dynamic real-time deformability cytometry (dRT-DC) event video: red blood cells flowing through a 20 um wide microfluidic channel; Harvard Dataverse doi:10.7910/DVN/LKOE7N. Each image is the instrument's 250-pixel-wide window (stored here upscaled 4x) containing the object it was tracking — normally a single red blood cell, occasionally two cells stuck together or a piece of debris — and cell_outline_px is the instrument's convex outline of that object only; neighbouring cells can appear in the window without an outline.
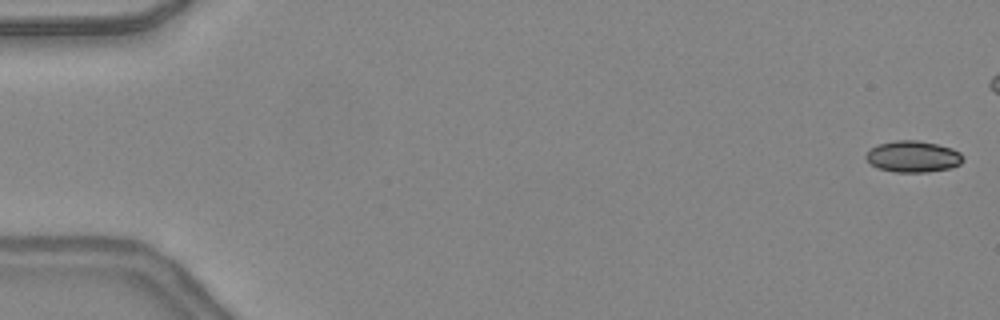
{"species": "common noctule bat (a hibernating species)", "species_latin": "Nyctalus noctula", "temperature_condition": "warm", "stored_images_in_passage": 41, "camera_frame_rate_fps": 3000, "um_per_image_px": 0.085, "animal": {"sex": "female", "body_mass_g": 24.6, "forearm_length_mm": 56.2}, "frame": {"image": 1, "passage_image": 1, "time_ms": 0.0, "image_size_px": [1000, 320], "cell_outline_px": [[964, 160], [960, 164], [952, 168], [924, 172], [896, 172], [876, 168], [864, 156], [876, 144], [896, 140], [916, 140], [936, 144], [952, 148], [960, 152], [964, 156]], "centroid_in_image_um": [77.63, 13.31], "position_along_channel_um": 7.4, "area_um2": 17.8}}
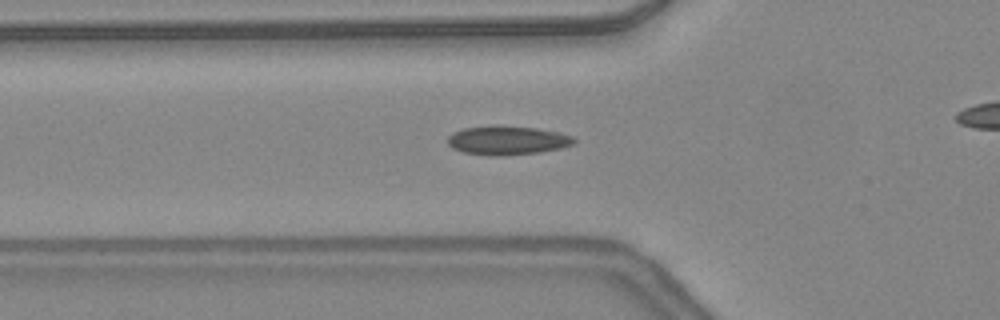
{"frame": {"image": 2, "passage_image": 17, "time_ms": 5.333, "image_size_px": [1000, 320], "cell_outline_px": [[576, 144], [560, 148], [540, 152], [500, 156], [488, 156], [464, 152], [452, 148], [448, 144], [448, 136], [452, 132], [464, 128], [492, 124], [500, 124], [536, 128], [560, 132], [572, 136], [576, 140]], "centroid_in_image_um": [43.12, 11.91], "position_along_channel_um": 82.7, "area_um2": 21.79}}
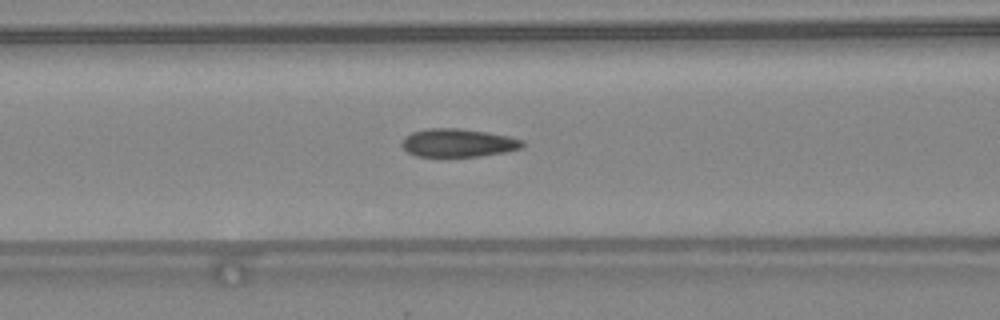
{"frame": {"image": 3, "passage_image": 20, "time_ms": 6.333, "image_size_px": [1000, 320], "cell_outline_px": [[524, 144], [520, 148], [504, 152], [480, 156], [416, 156], [408, 152], [400, 144], [404, 136], [412, 132], [428, 128], [460, 128], [488, 132], [508, 136], [524, 140]], "centroid_in_image_um": [38.91, 12.13], "position_along_channel_um": 127.7, "area_um2": 19.83}}